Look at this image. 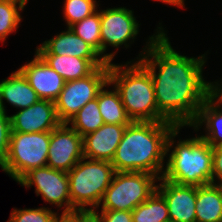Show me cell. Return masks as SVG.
Returning a JSON list of instances; mask_svg holds the SVG:
<instances>
[{"mask_svg":"<svg viewBox=\"0 0 222 222\" xmlns=\"http://www.w3.org/2000/svg\"><path fill=\"white\" fill-rule=\"evenodd\" d=\"M158 29L138 61L151 75L159 113L177 127L191 126L210 96V83L202 76L205 54L198 58L180 55L172 48L163 28Z\"/></svg>","mask_w":222,"mask_h":222,"instance_id":"cell-1","label":"cell"},{"mask_svg":"<svg viewBox=\"0 0 222 222\" xmlns=\"http://www.w3.org/2000/svg\"><path fill=\"white\" fill-rule=\"evenodd\" d=\"M180 128L168 121H132L126 126L111 161L115 172H146L161 178L164 157Z\"/></svg>","mask_w":222,"mask_h":222,"instance_id":"cell-2","label":"cell"},{"mask_svg":"<svg viewBox=\"0 0 222 222\" xmlns=\"http://www.w3.org/2000/svg\"><path fill=\"white\" fill-rule=\"evenodd\" d=\"M129 63H109V82L119 91L128 117L140 122L167 121L158 111L149 71L139 61L130 66Z\"/></svg>","mask_w":222,"mask_h":222,"instance_id":"cell-3","label":"cell"},{"mask_svg":"<svg viewBox=\"0 0 222 222\" xmlns=\"http://www.w3.org/2000/svg\"><path fill=\"white\" fill-rule=\"evenodd\" d=\"M162 177L180 185L212 183V147L200 136L177 142Z\"/></svg>","mask_w":222,"mask_h":222,"instance_id":"cell-4","label":"cell"},{"mask_svg":"<svg viewBox=\"0 0 222 222\" xmlns=\"http://www.w3.org/2000/svg\"><path fill=\"white\" fill-rule=\"evenodd\" d=\"M84 160L85 157L67 172L71 212L98 208L115 174L114 167L109 161Z\"/></svg>","mask_w":222,"mask_h":222,"instance_id":"cell-5","label":"cell"},{"mask_svg":"<svg viewBox=\"0 0 222 222\" xmlns=\"http://www.w3.org/2000/svg\"><path fill=\"white\" fill-rule=\"evenodd\" d=\"M50 132H11L1 169L18 182L27 172L47 164Z\"/></svg>","mask_w":222,"mask_h":222,"instance_id":"cell-6","label":"cell"},{"mask_svg":"<svg viewBox=\"0 0 222 222\" xmlns=\"http://www.w3.org/2000/svg\"><path fill=\"white\" fill-rule=\"evenodd\" d=\"M157 179L146 172H115L102 197L101 210L132 211L155 192Z\"/></svg>","mask_w":222,"mask_h":222,"instance_id":"cell-7","label":"cell"},{"mask_svg":"<svg viewBox=\"0 0 222 222\" xmlns=\"http://www.w3.org/2000/svg\"><path fill=\"white\" fill-rule=\"evenodd\" d=\"M110 85L109 66L97 67L87 77L67 81L55 101L61 123H67L87 102L97 98L99 91Z\"/></svg>","mask_w":222,"mask_h":222,"instance_id":"cell-8","label":"cell"},{"mask_svg":"<svg viewBox=\"0 0 222 222\" xmlns=\"http://www.w3.org/2000/svg\"><path fill=\"white\" fill-rule=\"evenodd\" d=\"M18 182L27 188L35 185L37 196L41 194L44 201L59 208L65 206L63 213L71 212L67 172L49 166L38 167L27 172Z\"/></svg>","mask_w":222,"mask_h":222,"instance_id":"cell-9","label":"cell"},{"mask_svg":"<svg viewBox=\"0 0 222 222\" xmlns=\"http://www.w3.org/2000/svg\"><path fill=\"white\" fill-rule=\"evenodd\" d=\"M61 123L50 132L47 164L50 168L69 172L83 157V137Z\"/></svg>","mask_w":222,"mask_h":222,"instance_id":"cell-10","label":"cell"},{"mask_svg":"<svg viewBox=\"0 0 222 222\" xmlns=\"http://www.w3.org/2000/svg\"><path fill=\"white\" fill-rule=\"evenodd\" d=\"M139 24L133 11L118 7L100 11L101 55L111 45L129 47L128 40L135 39L139 32Z\"/></svg>","mask_w":222,"mask_h":222,"instance_id":"cell-11","label":"cell"},{"mask_svg":"<svg viewBox=\"0 0 222 222\" xmlns=\"http://www.w3.org/2000/svg\"><path fill=\"white\" fill-rule=\"evenodd\" d=\"M11 118V132H51L61 122L56 113L55 102L39 99L26 109L19 110Z\"/></svg>","mask_w":222,"mask_h":222,"instance_id":"cell-12","label":"cell"},{"mask_svg":"<svg viewBox=\"0 0 222 222\" xmlns=\"http://www.w3.org/2000/svg\"><path fill=\"white\" fill-rule=\"evenodd\" d=\"M156 190L166 201L170 222H196V186L180 185L163 177Z\"/></svg>","mask_w":222,"mask_h":222,"instance_id":"cell-13","label":"cell"},{"mask_svg":"<svg viewBox=\"0 0 222 222\" xmlns=\"http://www.w3.org/2000/svg\"><path fill=\"white\" fill-rule=\"evenodd\" d=\"M36 91L39 99L55 102L65 85V80L37 53L35 58L18 69Z\"/></svg>","mask_w":222,"mask_h":222,"instance_id":"cell-14","label":"cell"},{"mask_svg":"<svg viewBox=\"0 0 222 222\" xmlns=\"http://www.w3.org/2000/svg\"><path fill=\"white\" fill-rule=\"evenodd\" d=\"M38 55H69L85 59H104L111 63L115 52L100 56L88 43L78 37L70 27L36 48Z\"/></svg>","mask_w":222,"mask_h":222,"instance_id":"cell-15","label":"cell"},{"mask_svg":"<svg viewBox=\"0 0 222 222\" xmlns=\"http://www.w3.org/2000/svg\"><path fill=\"white\" fill-rule=\"evenodd\" d=\"M127 125L104 123L96 131L83 136V155L86 159L111 162Z\"/></svg>","mask_w":222,"mask_h":222,"instance_id":"cell-16","label":"cell"},{"mask_svg":"<svg viewBox=\"0 0 222 222\" xmlns=\"http://www.w3.org/2000/svg\"><path fill=\"white\" fill-rule=\"evenodd\" d=\"M39 56L66 82L87 77L97 67L109 66L104 59H85L69 55Z\"/></svg>","mask_w":222,"mask_h":222,"instance_id":"cell-17","label":"cell"},{"mask_svg":"<svg viewBox=\"0 0 222 222\" xmlns=\"http://www.w3.org/2000/svg\"><path fill=\"white\" fill-rule=\"evenodd\" d=\"M4 99L21 110L35 104L39 97L23 74L16 70L9 78L0 82V110L6 111L3 103Z\"/></svg>","mask_w":222,"mask_h":222,"instance_id":"cell-18","label":"cell"},{"mask_svg":"<svg viewBox=\"0 0 222 222\" xmlns=\"http://www.w3.org/2000/svg\"><path fill=\"white\" fill-rule=\"evenodd\" d=\"M196 222H222V185L196 186Z\"/></svg>","mask_w":222,"mask_h":222,"instance_id":"cell-19","label":"cell"},{"mask_svg":"<svg viewBox=\"0 0 222 222\" xmlns=\"http://www.w3.org/2000/svg\"><path fill=\"white\" fill-rule=\"evenodd\" d=\"M220 107V104L209 96L201 105L198 116L191 125L194 130H197L203 123L206 124L208 133L200 137L212 148L222 145V110Z\"/></svg>","mask_w":222,"mask_h":222,"instance_id":"cell-20","label":"cell"},{"mask_svg":"<svg viewBox=\"0 0 222 222\" xmlns=\"http://www.w3.org/2000/svg\"><path fill=\"white\" fill-rule=\"evenodd\" d=\"M98 106L104 123L129 125L132 122L115 87L113 91L103 90V88L99 91Z\"/></svg>","mask_w":222,"mask_h":222,"instance_id":"cell-21","label":"cell"},{"mask_svg":"<svg viewBox=\"0 0 222 222\" xmlns=\"http://www.w3.org/2000/svg\"><path fill=\"white\" fill-rule=\"evenodd\" d=\"M133 222H169V211L164 197L157 191L132 211Z\"/></svg>","mask_w":222,"mask_h":222,"instance_id":"cell-22","label":"cell"},{"mask_svg":"<svg viewBox=\"0 0 222 222\" xmlns=\"http://www.w3.org/2000/svg\"><path fill=\"white\" fill-rule=\"evenodd\" d=\"M81 137L96 131L104 122L99 111L98 96L87 102L68 122Z\"/></svg>","mask_w":222,"mask_h":222,"instance_id":"cell-23","label":"cell"},{"mask_svg":"<svg viewBox=\"0 0 222 222\" xmlns=\"http://www.w3.org/2000/svg\"><path fill=\"white\" fill-rule=\"evenodd\" d=\"M26 3V0H0V41L4 42L18 28L22 19L19 11L24 9Z\"/></svg>","mask_w":222,"mask_h":222,"instance_id":"cell-24","label":"cell"},{"mask_svg":"<svg viewBox=\"0 0 222 222\" xmlns=\"http://www.w3.org/2000/svg\"><path fill=\"white\" fill-rule=\"evenodd\" d=\"M70 28L101 55L100 12L96 11L89 17L74 23Z\"/></svg>","mask_w":222,"mask_h":222,"instance_id":"cell-25","label":"cell"},{"mask_svg":"<svg viewBox=\"0 0 222 222\" xmlns=\"http://www.w3.org/2000/svg\"><path fill=\"white\" fill-rule=\"evenodd\" d=\"M96 5V0H65L64 18L67 26L70 27L95 13L97 11Z\"/></svg>","mask_w":222,"mask_h":222,"instance_id":"cell-26","label":"cell"},{"mask_svg":"<svg viewBox=\"0 0 222 222\" xmlns=\"http://www.w3.org/2000/svg\"><path fill=\"white\" fill-rule=\"evenodd\" d=\"M57 213L49 208L14 209L7 222H55Z\"/></svg>","mask_w":222,"mask_h":222,"instance_id":"cell-27","label":"cell"},{"mask_svg":"<svg viewBox=\"0 0 222 222\" xmlns=\"http://www.w3.org/2000/svg\"><path fill=\"white\" fill-rule=\"evenodd\" d=\"M11 118L6 111L0 110V166L5 162L10 142Z\"/></svg>","mask_w":222,"mask_h":222,"instance_id":"cell-28","label":"cell"},{"mask_svg":"<svg viewBox=\"0 0 222 222\" xmlns=\"http://www.w3.org/2000/svg\"><path fill=\"white\" fill-rule=\"evenodd\" d=\"M102 222H133L132 212L123 210H101Z\"/></svg>","mask_w":222,"mask_h":222,"instance_id":"cell-29","label":"cell"},{"mask_svg":"<svg viewBox=\"0 0 222 222\" xmlns=\"http://www.w3.org/2000/svg\"><path fill=\"white\" fill-rule=\"evenodd\" d=\"M216 177L222 183V145L212 148V183Z\"/></svg>","mask_w":222,"mask_h":222,"instance_id":"cell-30","label":"cell"},{"mask_svg":"<svg viewBox=\"0 0 222 222\" xmlns=\"http://www.w3.org/2000/svg\"><path fill=\"white\" fill-rule=\"evenodd\" d=\"M55 222H81V211L63 213L56 217Z\"/></svg>","mask_w":222,"mask_h":222,"instance_id":"cell-31","label":"cell"},{"mask_svg":"<svg viewBox=\"0 0 222 222\" xmlns=\"http://www.w3.org/2000/svg\"><path fill=\"white\" fill-rule=\"evenodd\" d=\"M81 222H102L95 210L81 211Z\"/></svg>","mask_w":222,"mask_h":222,"instance_id":"cell-32","label":"cell"},{"mask_svg":"<svg viewBox=\"0 0 222 222\" xmlns=\"http://www.w3.org/2000/svg\"><path fill=\"white\" fill-rule=\"evenodd\" d=\"M215 83L216 84L210 82V96L214 98V100H216V102H218L220 105H222V84H218V82Z\"/></svg>","mask_w":222,"mask_h":222,"instance_id":"cell-33","label":"cell"},{"mask_svg":"<svg viewBox=\"0 0 222 222\" xmlns=\"http://www.w3.org/2000/svg\"><path fill=\"white\" fill-rule=\"evenodd\" d=\"M156 1H161L167 4H172L176 5L178 7H183L184 6V0H156Z\"/></svg>","mask_w":222,"mask_h":222,"instance_id":"cell-34","label":"cell"}]
</instances>
